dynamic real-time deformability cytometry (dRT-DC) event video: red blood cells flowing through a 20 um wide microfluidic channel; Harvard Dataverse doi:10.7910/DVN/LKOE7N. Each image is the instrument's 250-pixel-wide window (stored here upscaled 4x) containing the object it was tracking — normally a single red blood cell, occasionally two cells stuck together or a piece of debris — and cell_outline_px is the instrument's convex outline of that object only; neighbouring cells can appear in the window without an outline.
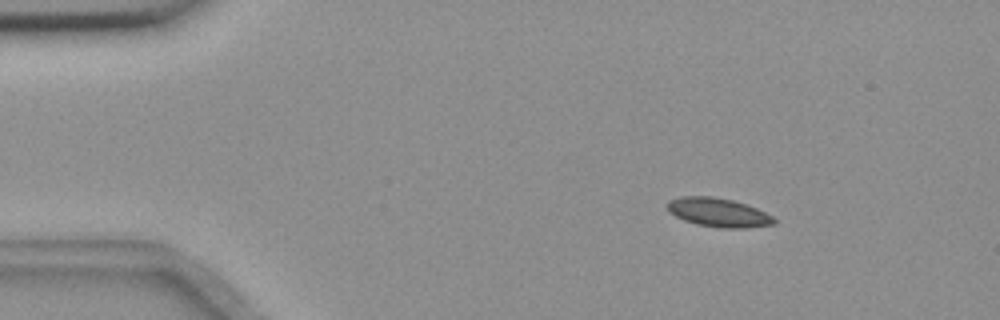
{"species": "common noctule bat (a hibernating species)", "species_latin": "Nyctalus noctula", "temperature_condition": "room temperature", "stored_images_in_passage": 50, "camera_frame_rate_fps": 3000, "um_per_image_px": 0.085, "animal": {"sex": "female", "body_mass_g": 18.4}, "frame": {"image": 1, "passage_image": 2, "time_ms": 0.333, "image_size_px": [1000, 320], "cell_outline_px": [[776, 224], [748, 228], [720, 228], [696, 224], [684, 220], [668, 212], [664, 204], [668, 200], [680, 196], [712, 196], [732, 200], [756, 208], [772, 216], [776, 220]], "centroid_in_image_um": [61.01, 18.06], "position_along_channel_um": 24.0, "area_um2": 18.15}}
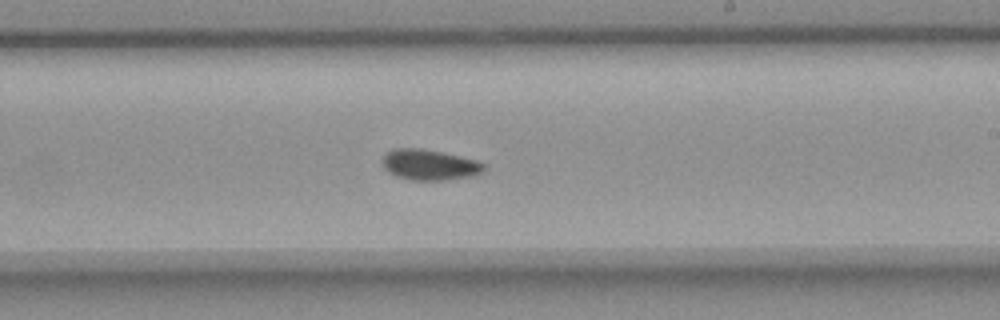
{"frame": {"image": 2, "passage_image": 27, "time_ms": 8.667, "image_size_px": [1000, 320], "cell_outline_px": [[484, 172], [472, 176], [444, 180], [408, 180], [396, 176], [388, 172], [380, 164], [380, 160], [392, 148], [424, 148], [476, 160], [484, 164]], "centroid_in_image_um": [36.45, 14.01], "position_along_channel_um": 252.5, "area_um2": 18.32}}
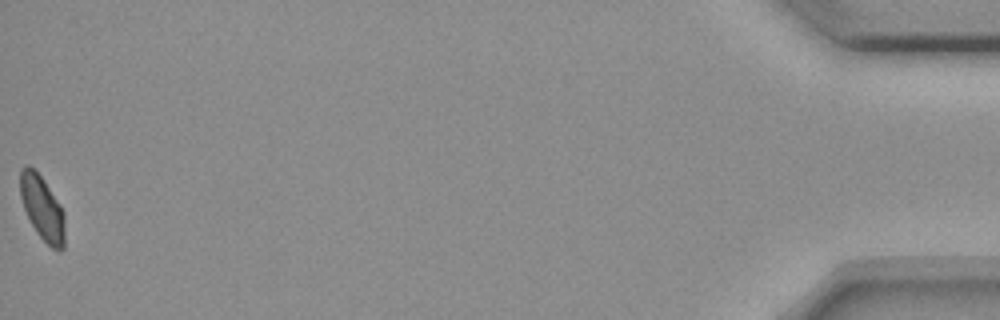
{"frame": {"image": 3, "passage_image": 50, "time_ms": 16.333, "image_size_px": [1000, 320], "cell_outline_px": [[64, 248], [60, 252], [52, 248], [36, 232], [24, 208], [20, 196], [20, 168], [28, 164], [44, 180], [60, 204], [64, 212]], "centroid_in_image_um": [3.6, 17.69], "position_along_channel_um": 431.6, "area_um2": 16.65}, "authors_computed_cell_mechanics": {"area_um2": 17.6868, "velocity_mm_per_s": 3.6235, "shape_relaxation_time_tau1_ms": null, "shape_relaxation_time_tau2_ms": 3.2508, "deformation_change_tau1": null, "deformation_change_tau2": 0.0631}}